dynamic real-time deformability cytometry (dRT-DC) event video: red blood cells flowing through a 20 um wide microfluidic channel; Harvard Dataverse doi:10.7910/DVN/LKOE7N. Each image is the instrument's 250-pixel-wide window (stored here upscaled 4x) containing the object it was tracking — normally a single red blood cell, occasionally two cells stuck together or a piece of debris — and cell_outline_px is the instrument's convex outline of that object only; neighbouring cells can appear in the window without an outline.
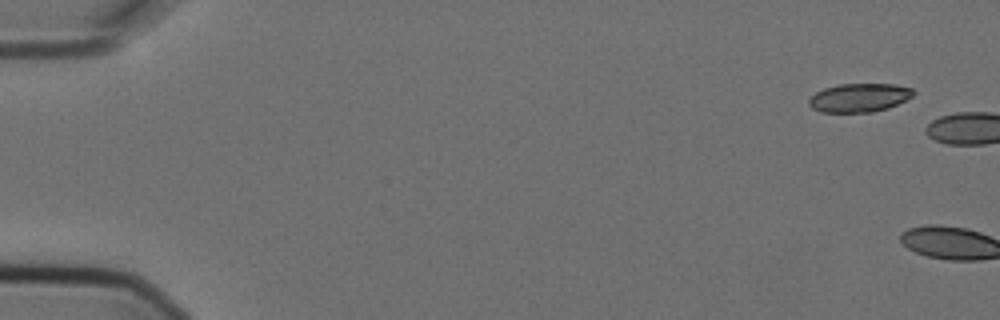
{"species": "Egyptian fruit bat (a non-hibernating species)", "species_latin": "Rousettus aegyptiacus", "temperature_condition": "cold", "stored_images_in_passage": 4, "camera_frame_rate_fps": 3000, "um_per_image_px": 0.085, "animal": {"sex": "female"}, "frame": {"image": 1, "passage_image": 1, "time_ms": 0.0, "image_size_px": [1000, 320], "cell_outline_px": [[916, 92], [912, 96], [888, 108], [872, 112], [820, 112], [812, 108], [808, 104], [808, 100], [816, 92], [824, 88], [836, 84], [892, 84], [912, 88]], "centroid_in_image_um": [73.01, 8.3], "position_along_channel_um": 12.0, "area_um2": 17.4}}